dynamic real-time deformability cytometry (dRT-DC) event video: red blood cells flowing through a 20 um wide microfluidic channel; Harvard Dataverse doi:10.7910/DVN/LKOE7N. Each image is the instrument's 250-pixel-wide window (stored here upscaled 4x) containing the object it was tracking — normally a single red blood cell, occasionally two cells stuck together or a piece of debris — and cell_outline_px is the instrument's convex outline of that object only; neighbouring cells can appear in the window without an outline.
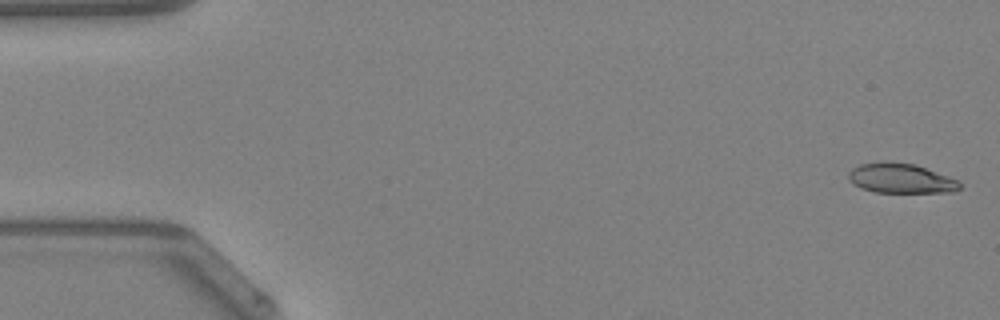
{"species": "Egyptian fruit bat (a non-hibernating species)", "species_latin": "Rousettus aegyptiacus", "temperature_condition": "warm", "stored_images_in_passage": 48, "camera_frame_rate_fps": 3000, "um_per_image_px": 0.085, "animal": {"sex": "female"}, "frame": {"image": 1, "passage_image": 1, "time_ms": 0.0, "image_size_px": [1000, 320], "cell_outline_px": [[960, 188], [952, 192], [876, 192], [860, 188], [852, 184], [848, 180], [848, 172], [852, 168], [860, 164], [880, 160], [888, 160], [916, 164], [960, 180]], "centroid_in_image_um": [76.53, 15.13], "position_along_channel_um": 8.5, "area_um2": 19.77}}
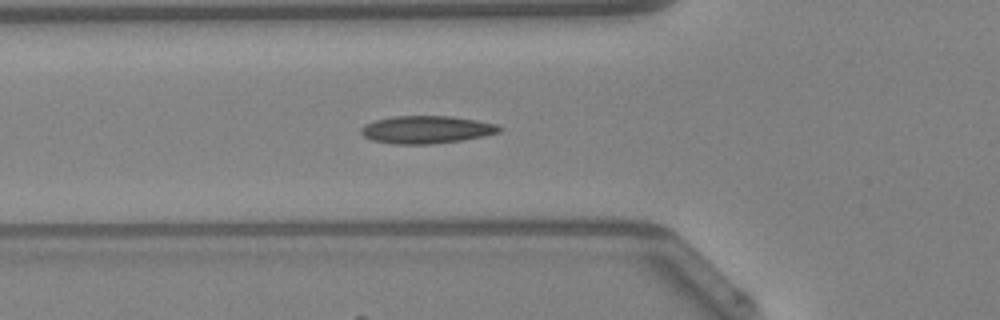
{"frame": {"image": 2, "passage_image": 17, "time_ms": 5.333, "image_size_px": [1000, 320], "cell_outline_px": [[504, 128], [500, 132], [484, 136], [460, 140], [432, 144], [392, 144], [372, 140], [364, 136], [360, 132], [360, 128], [364, 124], [376, 120], [392, 116], [452, 116], [476, 120], [496, 124]], "centroid_in_image_um": [36.24, 11.01], "position_along_channel_um": 89.6, "area_um2": 22.37}}
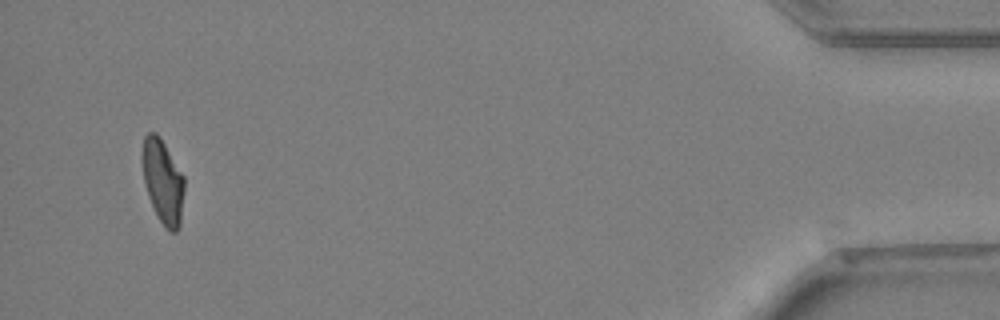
{"frame": {"image": 3, "passage_image": 46, "time_ms": 15.0, "image_size_px": [1000, 320], "cell_outline_px": [[184, 192], [180, 224], [176, 232], [168, 232], [160, 220], [148, 196], [144, 184], [140, 160], [140, 152], [144, 136], [148, 132], [156, 132], [160, 136], [184, 176]], "centroid_in_image_um": [13.81, 15.37], "position_along_channel_um": 421.4, "area_um2": 20.98}, "authors_computed_cell_mechanics": {"area_um2": 20.8369, "velocity_mm_per_s": 4.2586, "shape_relaxation_time_tau1_ms": 5.2152, "shape_relaxation_time_tau2_ms": 1.7346, "deformation_change_tau1": 0.2033, "deformation_change_tau2": 0.0968}}